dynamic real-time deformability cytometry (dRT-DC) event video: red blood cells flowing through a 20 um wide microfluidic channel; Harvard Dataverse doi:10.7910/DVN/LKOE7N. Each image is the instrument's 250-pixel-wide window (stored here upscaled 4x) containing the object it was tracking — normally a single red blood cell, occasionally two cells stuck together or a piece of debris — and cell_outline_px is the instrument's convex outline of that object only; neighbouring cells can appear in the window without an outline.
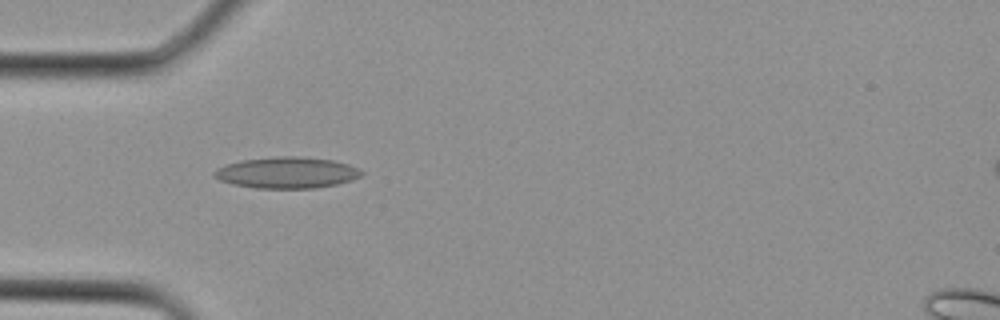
{"species": "Egyptian fruit bat (a non-hibernating species)", "species_latin": "Rousettus aegyptiacus", "temperature_condition": "cold", "stored_images_in_passage": 3, "camera_frame_rate_fps": 3000, "um_per_image_px": 0.085, "animal": {"sex": "female"}, "frame": {"image": 1, "passage_image": 3, "time_ms": 0.667, "image_size_px": [1000, 320], "cell_outline_px": [[364, 172], [360, 176], [352, 180], [336, 184], [316, 188], [256, 188], [232, 184], [220, 180], [212, 176], [212, 172], [216, 168], [224, 164], [240, 160], [276, 156], [300, 156], [332, 160], [348, 164], [360, 168]], "centroid_in_image_um": [24.35, 14.66], "position_along_channel_um": 60.7, "area_um2": 27.11}}